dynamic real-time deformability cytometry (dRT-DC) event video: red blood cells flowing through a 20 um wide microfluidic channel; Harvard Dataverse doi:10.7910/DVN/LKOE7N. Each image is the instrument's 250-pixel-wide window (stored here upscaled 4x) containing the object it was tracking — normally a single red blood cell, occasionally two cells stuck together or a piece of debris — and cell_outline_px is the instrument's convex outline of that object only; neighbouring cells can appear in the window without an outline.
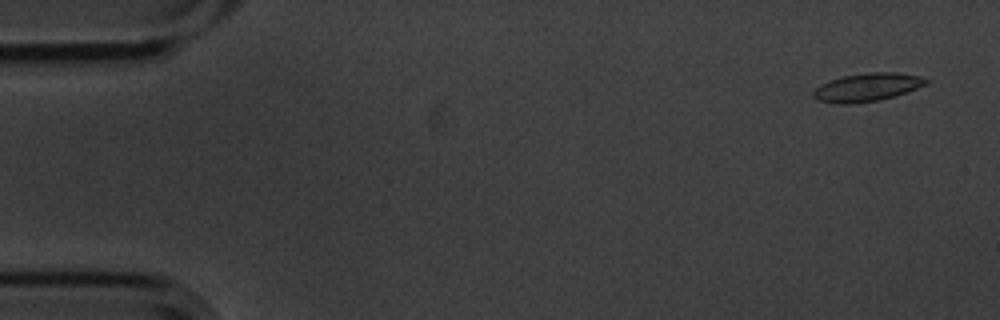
{"species": "common noctule bat (a hibernating species)", "species_latin": "Nyctalus noctula", "temperature_condition": "cold", "stored_images_in_passage": 5, "camera_frame_rate_fps": 3000, "um_per_image_px": 0.085, "animal": {"sex": "male", "body_mass_g": 20.1, "forearm_length_mm": 53.5}, "frame": {"image": 1, "passage_image": 1, "time_ms": 0.0, "image_size_px": [1000, 320], "cell_outline_px": [[928, 84], [896, 96], [880, 100], [848, 104], [836, 104], [816, 100], [812, 96], [812, 92], [820, 84], [828, 80], [844, 76], [868, 72], [896, 72], [920, 76], [928, 80]], "centroid_in_image_um": [73.68, 7.42], "position_along_channel_um": 11.3, "area_um2": 18.73}}
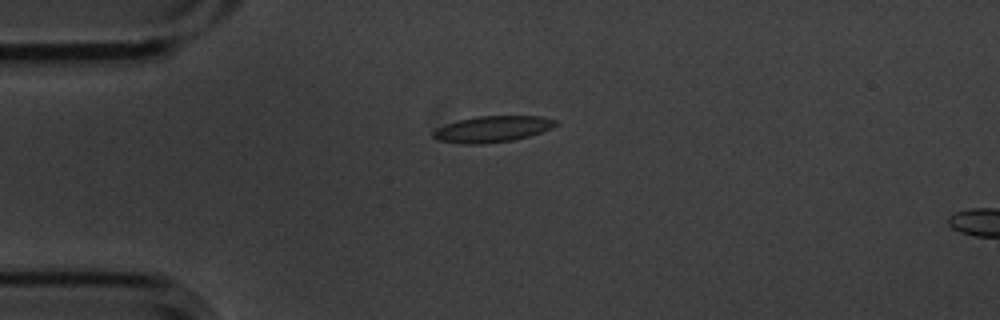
{"frame": {"image": 2, "passage_image": 4, "time_ms": 1.0, "image_size_px": [1000, 320], "cell_outline_px": [[560, 124], [552, 128], [528, 136], [512, 140], [480, 144], [460, 144], [436, 140], [432, 136], [432, 132], [436, 128], [444, 124], [476, 116], [544, 116], [556, 120]], "centroid_in_image_um": [41.83, 10.97], "position_along_channel_um": 43.2, "area_um2": 18.84}}